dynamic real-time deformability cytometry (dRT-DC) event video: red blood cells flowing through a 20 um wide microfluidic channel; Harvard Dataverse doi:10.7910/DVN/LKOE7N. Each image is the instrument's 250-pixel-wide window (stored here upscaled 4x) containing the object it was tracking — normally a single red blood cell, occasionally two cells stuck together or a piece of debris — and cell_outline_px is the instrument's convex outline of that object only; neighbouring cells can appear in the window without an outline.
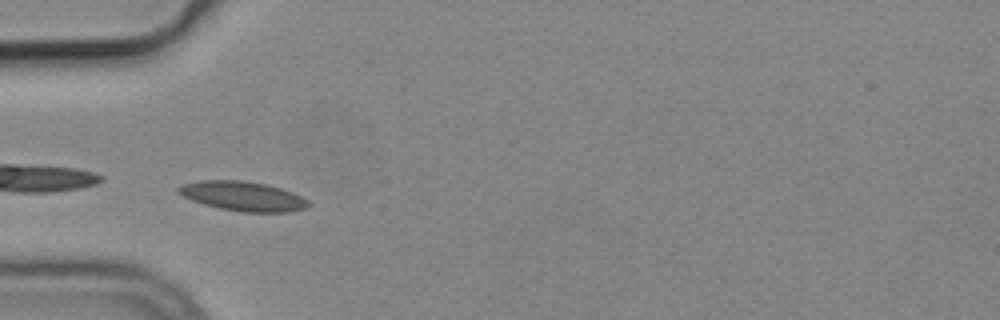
{"species": "common noctule bat (a hibernating species)", "species_latin": "Nyctalus noctula", "temperature_condition": "cold", "stored_images_in_passage": 38, "camera_frame_rate_fps": 3000, "um_per_image_px": 0.085, "animal": {"sex": "male", "body_mass_g": 19.2, "forearm_length_mm": 51.8}, "frame": {"image": 1, "passage_image": 1, "time_ms": 0.0, "image_size_px": [1000, 320], "cell_outline_px": [[308, 204], [304, 208], [288, 212], [240, 212], [220, 208], [204, 204], [192, 200], [176, 192], [176, 188], [180, 184], [200, 180], [240, 180], [268, 184], [292, 192], [308, 200]], "centroid_in_image_um": [20.59, 16.66], "position_along_channel_um": 64.4, "area_um2": 22.31}}
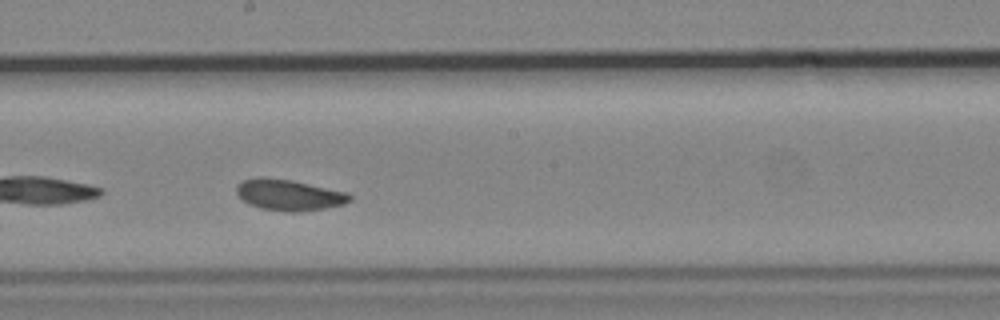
{"frame": {"image": 2, "passage_image": 14, "time_ms": 4.333, "image_size_px": [1000, 320], "cell_outline_px": [[352, 200], [344, 204], [324, 208], [296, 212], [288, 212], [260, 208], [248, 204], [236, 192], [236, 184], [240, 180], [260, 176], [288, 180], [348, 192], [352, 196]], "centroid_in_image_um": [24.53, 16.57], "position_along_channel_um": 223.7, "area_um2": 20.46}}
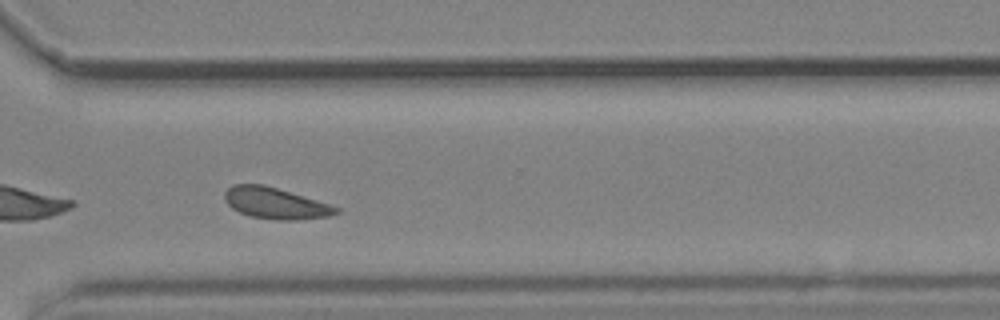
{"frame": {"image": 3, "passage_image": 24, "time_ms": 7.667, "image_size_px": [1000, 320], "cell_outline_px": [[340, 212], [328, 216], [296, 220], [272, 220], [248, 216], [232, 208], [224, 200], [224, 192], [232, 184], [264, 184], [332, 204], [340, 208]], "centroid_in_image_um": [23.41, 17.27], "position_along_channel_um": 347.2, "area_um2": 20.58}, "authors_computed_cell_mechanics": {"area_um2": 20.3456, "velocity_mm_per_s": 3.7196, "shape_relaxation_time_tau1_ms": 4.4344, "shape_relaxation_time_tau2_ms": 4.5526, "deformation_change_tau1": 0.078, "deformation_change_tau2": 0.0935}}